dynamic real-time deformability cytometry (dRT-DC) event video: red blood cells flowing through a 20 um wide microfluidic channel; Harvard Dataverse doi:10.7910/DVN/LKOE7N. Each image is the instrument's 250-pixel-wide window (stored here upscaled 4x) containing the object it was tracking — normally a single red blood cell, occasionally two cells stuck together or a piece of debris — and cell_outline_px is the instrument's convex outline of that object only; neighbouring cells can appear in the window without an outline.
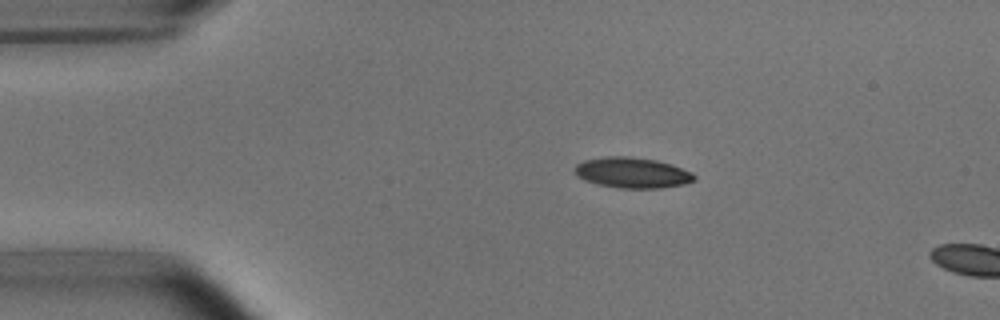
{"species": "common noctule bat (a hibernating species)", "species_latin": "Nyctalus noctula", "temperature_condition": "room temperature", "stored_images_in_passage": 4, "camera_frame_rate_fps": 3000, "um_per_image_px": 0.085, "animal": {"sex": "male", "body_mass_g": 15.6}, "frame": {"image": 1, "passage_image": 1, "time_ms": 0.0, "image_size_px": [1000, 320], "cell_outline_px": [[696, 180], [684, 184], [660, 188], [620, 188], [596, 184], [584, 180], [576, 176], [572, 172], [576, 164], [584, 160], [608, 156], [628, 156], [656, 160], [672, 164], [692, 172], [696, 176]], "centroid_in_image_um": [53.72, 14.68], "position_along_channel_um": 31.3, "area_um2": 21.56}}